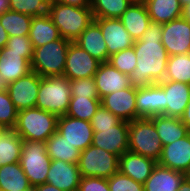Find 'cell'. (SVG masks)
<instances>
[{"label":"cell","mask_w":190,"mask_h":191,"mask_svg":"<svg viewBox=\"0 0 190 191\" xmlns=\"http://www.w3.org/2000/svg\"><path fill=\"white\" fill-rule=\"evenodd\" d=\"M119 157L99 147L90 145L80 152L78 168L81 177L110 178L118 172Z\"/></svg>","instance_id":"8"},{"label":"cell","mask_w":190,"mask_h":191,"mask_svg":"<svg viewBox=\"0 0 190 191\" xmlns=\"http://www.w3.org/2000/svg\"><path fill=\"white\" fill-rule=\"evenodd\" d=\"M164 89L158 84L138 87L136 94L137 118H151L165 112Z\"/></svg>","instance_id":"16"},{"label":"cell","mask_w":190,"mask_h":191,"mask_svg":"<svg viewBox=\"0 0 190 191\" xmlns=\"http://www.w3.org/2000/svg\"><path fill=\"white\" fill-rule=\"evenodd\" d=\"M7 10H10L9 0H0V14H3Z\"/></svg>","instance_id":"48"},{"label":"cell","mask_w":190,"mask_h":191,"mask_svg":"<svg viewBox=\"0 0 190 191\" xmlns=\"http://www.w3.org/2000/svg\"><path fill=\"white\" fill-rule=\"evenodd\" d=\"M157 163L152 158L126 151L119 157L118 171L136 182L144 184Z\"/></svg>","instance_id":"21"},{"label":"cell","mask_w":190,"mask_h":191,"mask_svg":"<svg viewBox=\"0 0 190 191\" xmlns=\"http://www.w3.org/2000/svg\"><path fill=\"white\" fill-rule=\"evenodd\" d=\"M121 121L119 117L100 105L90 122L93 129H106L113 128Z\"/></svg>","instance_id":"42"},{"label":"cell","mask_w":190,"mask_h":191,"mask_svg":"<svg viewBox=\"0 0 190 191\" xmlns=\"http://www.w3.org/2000/svg\"><path fill=\"white\" fill-rule=\"evenodd\" d=\"M128 140V151L159 160L163 146L150 118H137L128 122Z\"/></svg>","instance_id":"6"},{"label":"cell","mask_w":190,"mask_h":191,"mask_svg":"<svg viewBox=\"0 0 190 191\" xmlns=\"http://www.w3.org/2000/svg\"><path fill=\"white\" fill-rule=\"evenodd\" d=\"M23 139L13 129H7L0 138V167L20 161Z\"/></svg>","instance_id":"31"},{"label":"cell","mask_w":190,"mask_h":191,"mask_svg":"<svg viewBox=\"0 0 190 191\" xmlns=\"http://www.w3.org/2000/svg\"><path fill=\"white\" fill-rule=\"evenodd\" d=\"M51 161L45 142L23 140L19 163L32 187L46 183Z\"/></svg>","instance_id":"7"},{"label":"cell","mask_w":190,"mask_h":191,"mask_svg":"<svg viewBox=\"0 0 190 191\" xmlns=\"http://www.w3.org/2000/svg\"><path fill=\"white\" fill-rule=\"evenodd\" d=\"M177 191H190V182L184 179Z\"/></svg>","instance_id":"50"},{"label":"cell","mask_w":190,"mask_h":191,"mask_svg":"<svg viewBox=\"0 0 190 191\" xmlns=\"http://www.w3.org/2000/svg\"><path fill=\"white\" fill-rule=\"evenodd\" d=\"M30 72H32L31 62L21 54L8 53L6 46L0 50V86L5 87Z\"/></svg>","instance_id":"22"},{"label":"cell","mask_w":190,"mask_h":191,"mask_svg":"<svg viewBox=\"0 0 190 191\" xmlns=\"http://www.w3.org/2000/svg\"><path fill=\"white\" fill-rule=\"evenodd\" d=\"M45 145L46 153L51 160L78 163L81 151L66 141L57 131L48 138Z\"/></svg>","instance_id":"30"},{"label":"cell","mask_w":190,"mask_h":191,"mask_svg":"<svg viewBox=\"0 0 190 191\" xmlns=\"http://www.w3.org/2000/svg\"><path fill=\"white\" fill-rule=\"evenodd\" d=\"M150 119L154 123L162 146L171 144L185 137L190 132L187 126L181 121V118L156 115Z\"/></svg>","instance_id":"26"},{"label":"cell","mask_w":190,"mask_h":191,"mask_svg":"<svg viewBox=\"0 0 190 191\" xmlns=\"http://www.w3.org/2000/svg\"><path fill=\"white\" fill-rule=\"evenodd\" d=\"M161 39L162 24L151 22L142 37L134 41L137 65L129 76L133 87H147L164 81L169 55Z\"/></svg>","instance_id":"1"},{"label":"cell","mask_w":190,"mask_h":191,"mask_svg":"<svg viewBox=\"0 0 190 191\" xmlns=\"http://www.w3.org/2000/svg\"><path fill=\"white\" fill-rule=\"evenodd\" d=\"M181 121L187 126L188 130L190 131V102L185 108L184 114L181 117Z\"/></svg>","instance_id":"47"},{"label":"cell","mask_w":190,"mask_h":191,"mask_svg":"<svg viewBox=\"0 0 190 191\" xmlns=\"http://www.w3.org/2000/svg\"><path fill=\"white\" fill-rule=\"evenodd\" d=\"M94 80L100 100L108 94L132 86L129 75L121 73L108 62L99 64Z\"/></svg>","instance_id":"19"},{"label":"cell","mask_w":190,"mask_h":191,"mask_svg":"<svg viewBox=\"0 0 190 191\" xmlns=\"http://www.w3.org/2000/svg\"><path fill=\"white\" fill-rule=\"evenodd\" d=\"M0 23L9 37L29 35L32 16L7 10L0 14Z\"/></svg>","instance_id":"32"},{"label":"cell","mask_w":190,"mask_h":191,"mask_svg":"<svg viewBox=\"0 0 190 191\" xmlns=\"http://www.w3.org/2000/svg\"><path fill=\"white\" fill-rule=\"evenodd\" d=\"M108 63L118 69L121 73L130 76L137 65V57L133 46L110 56Z\"/></svg>","instance_id":"38"},{"label":"cell","mask_w":190,"mask_h":191,"mask_svg":"<svg viewBox=\"0 0 190 191\" xmlns=\"http://www.w3.org/2000/svg\"><path fill=\"white\" fill-rule=\"evenodd\" d=\"M136 87H129L113 92L101 99V105L121 120L130 122L137 119Z\"/></svg>","instance_id":"15"},{"label":"cell","mask_w":190,"mask_h":191,"mask_svg":"<svg viewBox=\"0 0 190 191\" xmlns=\"http://www.w3.org/2000/svg\"><path fill=\"white\" fill-rule=\"evenodd\" d=\"M71 97L100 99L94 77L70 80Z\"/></svg>","instance_id":"39"},{"label":"cell","mask_w":190,"mask_h":191,"mask_svg":"<svg viewBox=\"0 0 190 191\" xmlns=\"http://www.w3.org/2000/svg\"><path fill=\"white\" fill-rule=\"evenodd\" d=\"M94 22L100 27L104 36L108 49V61L113 54L134 45V39L119 18H94Z\"/></svg>","instance_id":"13"},{"label":"cell","mask_w":190,"mask_h":191,"mask_svg":"<svg viewBox=\"0 0 190 191\" xmlns=\"http://www.w3.org/2000/svg\"><path fill=\"white\" fill-rule=\"evenodd\" d=\"M6 47L8 48V53L21 54V56L31 62L34 48L29 35L9 37Z\"/></svg>","instance_id":"40"},{"label":"cell","mask_w":190,"mask_h":191,"mask_svg":"<svg viewBox=\"0 0 190 191\" xmlns=\"http://www.w3.org/2000/svg\"><path fill=\"white\" fill-rule=\"evenodd\" d=\"M57 132L80 151L85 150L93 142L94 130L90 121L68 115L58 116Z\"/></svg>","instance_id":"12"},{"label":"cell","mask_w":190,"mask_h":191,"mask_svg":"<svg viewBox=\"0 0 190 191\" xmlns=\"http://www.w3.org/2000/svg\"><path fill=\"white\" fill-rule=\"evenodd\" d=\"M31 188L19 162L0 167V191H26Z\"/></svg>","instance_id":"29"},{"label":"cell","mask_w":190,"mask_h":191,"mask_svg":"<svg viewBox=\"0 0 190 191\" xmlns=\"http://www.w3.org/2000/svg\"><path fill=\"white\" fill-rule=\"evenodd\" d=\"M47 14L58 27L60 36L72 42L94 21L90 7H76L58 2H49Z\"/></svg>","instance_id":"2"},{"label":"cell","mask_w":190,"mask_h":191,"mask_svg":"<svg viewBox=\"0 0 190 191\" xmlns=\"http://www.w3.org/2000/svg\"><path fill=\"white\" fill-rule=\"evenodd\" d=\"M180 1V3H181V6L183 7V6H185V5H187V4H190V0H179Z\"/></svg>","instance_id":"53"},{"label":"cell","mask_w":190,"mask_h":191,"mask_svg":"<svg viewBox=\"0 0 190 191\" xmlns=\"http://www.w3.org/2000/svg\"><path fill=\"white\" fill-rule=\"evenodd\" d=\"M72 41L61 37L34 48L31 69L40 77L63 76L67 50Z\"/></svg>","instance_id":"5"},{"label":"cell","mask_w":190,"mask_h":191,"mask_svg":"<svg viewBox=\"0 0 190 191\" xmlns=\"http://www.w3.org/2000/svg\"><path fill=\"white\" fill-rule=\"evenodd\" d=\"M7 129L4 127H0V138L2 136V134L6 131Z\"/></svg>","instance_id":"54"},{"label":"cell","mask_w":190,"mask_h":191,"mask_svg":"<svg viewBox=\"0 0 190 191\" xmlns=\"http://www.w3.org/2000/svg\"><path fill=\"white\" fill-rule=\"evenodd\" d=\"M162 44L169 56L190 53V21L180 17L162 24Z\"/></svg>","instance_id":"9"},{"label":"cell","mask_w":190,"mask_h":191,"mask_svg":"<svg viewBox=\"0 0 190 191\" xmlns=\"http://www.w3.org/2000/svg\"><path fill=\"white\" fill-rule=\"evenodd\" d=\"M10 10L32 17L48 13L49 0H9Z\"/></svg>","instance_id":"37"},{"label":"cell","mask_w":190,"mask_h":191,"mask_svg":"<svg viewBox=\"0 0 190 191\" xmlns=\"http://www.w3.org/2000/svg\"><path fill=\"white\" fill-rule=\"evenodd\" d=\"M157 162L161 166L184 173L190 165V132L185 137L163 146Z\"/></svg>","instance_id":"20"},{"label":"cell","mask_w":190,"mask_h":191,"mask_svg":"<svg viewBox=\"0 0 190 191\" xmlns=\"http://www.w3.org/2000/svg\"><path fill=\"white\" fill-rule=\"evenodd\" d=\"M33 191H63L58 188H56L53 185H50L48 183H44L38 186L33 187Z\"/></svg>","instance_id":"45"},{"label":"cell","mask_w":190,"mask_h":191,"mask_svg":"<svg viewBox=\"0 0 190 191\" xmlns=\"http://www.w3.org/2000/svg\"><path fill=\"white\" fill-rule=\"evenodd\" d=\"M17 116L18 110L11 101L7 90L0 86V127L14 129Z\"/></svg>","instance_id":"36"},{"label":"cell","mask_w":190,"mask_h":191,"mask_svg":"<svg viewBox=\"0 0 190 191\" xmlns=\"http://www.w3.org/2000/svg\"><path fill=\"white\" fill-rule=\"evenodd\" d=\"M131 5L129 0H91L94 18H120Z\"/></svg>","instance_id":"34"},{"label":"cell","mask_w":190,"mask_h":191,"mask_svg":"<svg viewBox=\"0 0 190 191\" xmlns=\"http://www.w3.org/2000/svg\"><path fill=\"white\" fill-rule=\"evenodd\" d=\"M184 179L190 182V165L188 166L187 170L184 172Z\"/></svg>","instance_id":"51"},{"label":"cell","mask_w":190,"mask_h":191,"mask_svg":"<svg viewBox=\"0 0 190 191\" xmlns=\"http://www.w3.org/2000/svg\"><path fill=\"white\" fill-rule=\"evenodd\" d=\"M71 98L70 80L65 76L41 77L36 108L65 115Z\"/></svg>","instance_id":"4"},{"label":"cell","mask_w":190,"mask_h":191,"mask_svg":"<svg viewBox=\"0 0 190 191\" xmlns=\"http://www.w3.org/2000/svg\"><path fill=\"white\" fill-rule=\"evenodd\" d=\"M119 19L134 41L142 37L151 23L145 4H131Z\"/></svg>","instance_id":"25"},{"label":"cell","mask_w":190,"mask_h":191,"mask_svg":"<svg viewBox=\"0 0 190 191\" xmlns=\"http://www.w3.org/2000/svg\"><path fill=\"white\" fill-rule=\"evenodd\" d=\"M49 2H58L76 7H90L91 0H49Z\"/></svg>","instance_id":"44"},{"label":"cell","mask_w":190,"mask_h":191,"mask_svg":"<svg viewBox=\"0 0 190 191\" xmlns=\"http://www.w3.org/2000/svg\"><path fill=\"white\" fill-rule=\"evenodd\" d=\"M40 79L41 77L32 71L28 75L5 86L18 112L36 107Z\"/></svg>","instance_id":"10"},{"label":"cell","mask_w":190,"mask_h":191,"mask_svg":"<svg viewBox=\"0 0 190 191\" xmlns=\"http://www.w3.org/2000/svg\"><path fill=\"white\" fill-rule=\"evenodd\" d=\"M58 116L39 108L18 112L14 131L23 140L46 142L57 131Z\"/></svg>","instance_id":"3"},{"label":"cell","mask_w":190,"mask_h":191,"mask_svg":"<svg viewBox=\"0 0 190 191\" xmlns=\"http://www.w3.org/2000/svg\"><path fill=\"white\" fill-rule=\"evenodd\" d=\"M131 4H145L147 0H129Z\"/></svg>","instance_id":"52"},{"label":"cell","mask_w":190,"mask_h":191,"mask_svg":"<svg viewBox=\"0 0 190 191\" xmlns=\"http://www.w3.org/2000/svg\"><path fill=\"white\" fill-rule=\"evenodd\" d=\"M77 191H110L108 179L102 177H81Z\"/></svg>","instance_id":"43"},{"label":"cell","mask_w":190,"mask_h":191,"mask_svg":"<svg viewBox=\"0 0 190 191\" xmlns=\"http://www.w3.org/2000/svg\"><path fill=\"white\" fill-rule=\"evenodd\" d=\"M100 62L82 49L77 43L71 42L67 50L63 76L68 80L94 77Z\"/></svg>","instance_id":"11"},{"label":"cell","mask_w":190,"mask_h":191,"mask_svg":"<svg viewBox=\"0 0 190 191\" xmlns=\"http://www.w3.org/2000/svg\"><path fill=\"white\" fill-rule=\"evenodd\" d=\"M182 17L190 21V4L183 6Z\"/></svg>","instance_id":"49"},{"label":"cell","mask_w":190,"mask_h":191,"mask_svg":"<svg viewBox=\"0 0 190 191\" xmlns=\"http://www.w3.org/2000/svg\"><path fill=\"white\" fill-rule=\"evenodd\" d=\"M164 81H176L190 85V53L168 57Z\"/></svg>","instance_id":"33"},{"label":"cell","mask_w":190,"mask_h":191,"mask_svg":"<svg viewBox=\"0 0 190 191\" xmlns=\"http://www.w3.org/2000/svg\"><path fill=\"white\" fill-rule=\"evenodd\" d=\"M108 186L110 191H144L142 183L136 182L119 171L108 178Z\"/></svg>","instance_id":"41"},{"label":"cell","mask_w":190,"mask_h":191,"mask_svg":"<svg viewBox=\"0 0 190 191\" xmlns=\"http://www.w3.org/2000/svg\"><path fill=\"white\" fill-rule=\"evenodd\" d=\"M8 34L0 23V50H2L8 41Z\"/></svg>","instance_id":"46"},{"label":"cell","mask_w":190,"mask_h":191,"mask_svg":"<svg viewBox=\"0 0 190 191\" xmlns=\"http://www.w3.org/2000/svg\"><path fill=\"white\" fill-rule=\"evenodd\" d=\"M101 105L100 99H87L86 97H71L65 115L85 121H91L96 110Z\"/></svg>","instance_id":"35"},{"label":"cell","mask_w":190,"mask_h":191,"mask_svg":"<svg viewBox=\"0 0 190 191\" xmlns=\"http://www.w3.org/2000/svg\"><path fill=\"white\" fill-rule=\"evenodd\" d=\"M92 145L99 147L107 152L120 157L123 153L128 151V122L122 120L113 128L93 129Z\"/></svg>","instance_id":"14"},{"label":"cell","mask_w":190,"mask_h":191,"mask_svg":"<svg viewBox=\"0 0 190 191\" xmlns=\"http://www.w3.org/2000/svg\"><path fill=\"white\" fill-rule=\"evenodd\" d=\"M183 180V172L169 169L157 163L152 174L143 184L144 191H177Z\"/></svg>","instance_id":"23"},{"label":"cell","mask_w":190,"mask_h":191,"mask_svg":"<svg viewBox=\"0 0 190 191\" xmlns=\"http://www.w3.org/2000/svg\"><path fill=\"white\" fill-rule=\"evenodd\" d=\"M80 179L78 163L52 160L46 183L63 191H77Z\"/></svg>","instance_id":"18"},{"label":"cell","mask_w":190,"mask_h":191,"mask_svg":"<svg viewBox=\"0 0 190 191\" xmlns=\"http://www.w3.org/2000/svg\"><path fill=\"white\" fill-rule=\"evenodd\" d=\"M29 38L33 48H38L60 39L58 27L52 22L48 14L32 17Z\"/></svg>","instance_id":"27"},{"label":"cell","mask_w":190,"mask_h":191,"mask_svg":"<svg viewBox=\"0 0 190 191\" xmlns=\"http://www.w3.org/2000/svg\"><path fill=\"white\" fill-rule=\"evenodd\" d=\"M100 63L108 62V49L100 27L93 21L74 41Z\"/></svg>","instance_id":"24"},{"label":"cell","mask_w":190,"mask_h":191,"mask_svg":"<svg viewBox=\"0 0 190 191\" xmlns=\"http://www.w3.org/2000/svg\"><path fill=\"white\" fill-rule=\"evenodd\" d=\"M151 22L167 23L182 17L179 0H147L145 3Z\"/></svg>","instance_id":"28"},{"label":"cell","mask_w":190,"mask_h":191,"mask_svg":"<svg viewBox=\"0 0 190 191\" xmlns=\"http://www.w3.org/2000/svg\"><path fill=\"white\" fill-rule=\"evenodd\" d=\"M158 84L165 92L163 115L181 118L190 102V85L176 81H161Z\"/></svg>","instance_id":"17"}]
</instances>
